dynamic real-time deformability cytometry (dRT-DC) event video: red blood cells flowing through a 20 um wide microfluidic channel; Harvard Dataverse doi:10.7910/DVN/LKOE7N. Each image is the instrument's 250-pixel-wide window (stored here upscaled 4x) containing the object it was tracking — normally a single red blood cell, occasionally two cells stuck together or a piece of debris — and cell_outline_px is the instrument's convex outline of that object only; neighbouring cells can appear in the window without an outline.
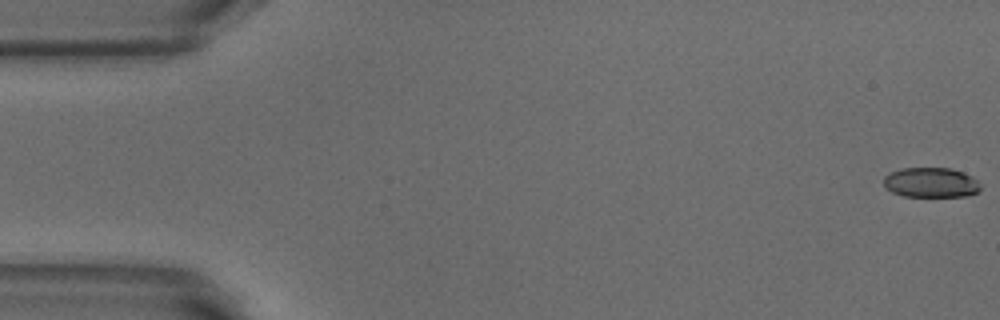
{"species": "common noctule bat (a hibernating species)", "species_latin": "Nyctalus noctula", "temperature_condition": "warm", "stored_images_in_passage": 13, "camera_frame_rate_fps": 3000, "um_per_image_px": 0.085, "animal": {"sex": "male", "body_mass_g": 18.8}, "frame": {"image": 1, "passage_image": 1, "time_ms": 0.0, "image_size_px": [1000, 320], "cell_outline_px": [[980, 188], [976, 192], [964, 196], [904, 196], [892, 192], [884, 188], [884, 176], [888, 172], [900, 168], [952, 168], [964, 172], [972, 176], [980, 184]], "centroid_in_image_um": [79.09, 15.5], "position_along_channel_um": 5.9, "area_um2": 16.99}}
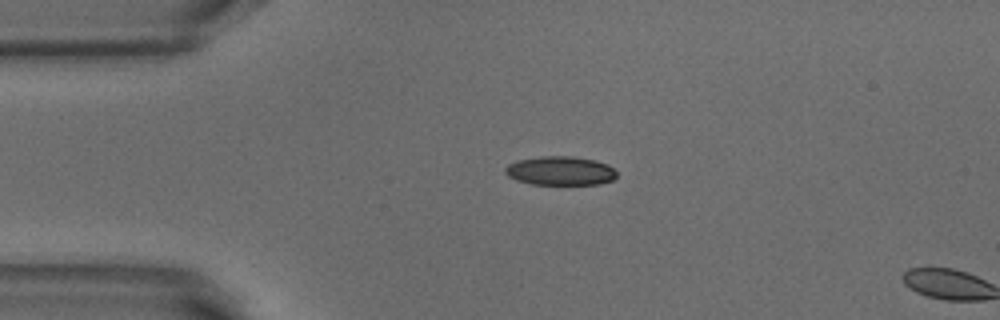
{"frame": {"image": 2, "passage_image": 12, "time_ms": 3.667, "image_size_px": [1000, 320], "cell_outline_px": [[616, 176], [612, 180], [600, 184], [532, 184], [516, 180], [508, 176], [504, 172], [504, 168], [508, 164], [520, 160], [540, 156], [572, 156], [596, 160], [608, 164], [616, 172]], "centroid_in_image_um": [47.62, 14.51], "position_along_channel_um": 37.4, "area_um2": 18.79}}